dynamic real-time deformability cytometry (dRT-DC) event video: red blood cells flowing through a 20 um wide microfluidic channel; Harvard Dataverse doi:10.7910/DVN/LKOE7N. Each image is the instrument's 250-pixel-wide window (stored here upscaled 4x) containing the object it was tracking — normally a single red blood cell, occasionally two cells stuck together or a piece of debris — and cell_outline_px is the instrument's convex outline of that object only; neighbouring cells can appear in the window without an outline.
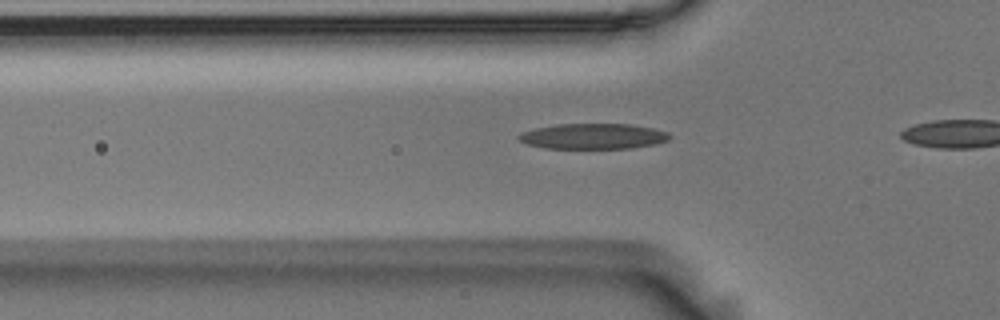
{"species": "Egyptian fruit bat (a non-hibernating species)", "species_latin": "Rousettus aegyptiacus", "temperature_condition": "room temperature", "stored_images_in_passage": 31, "camera_frame_rate_fps": 3000, "um_per_image_px": 0.085, "animal": {"sex": "male"}, "frame": {"image": 1, "passage_image": 5, "time_ms": 1.333, "image_size_px": [1000, 320], "cell_outline_px": [[672, 136], [668, 140], [656, 144], [632, 148], [544, 148], [528, 144], [516, 140], [516, 136], [520, 132], [536, 128], [556, 124], [632, 124], [656, 128], [668, 132]], "centroid_in_image_um": [50.42, 11.58], "position_along_channel_um": 75.4, "area_um2": 22.72}}
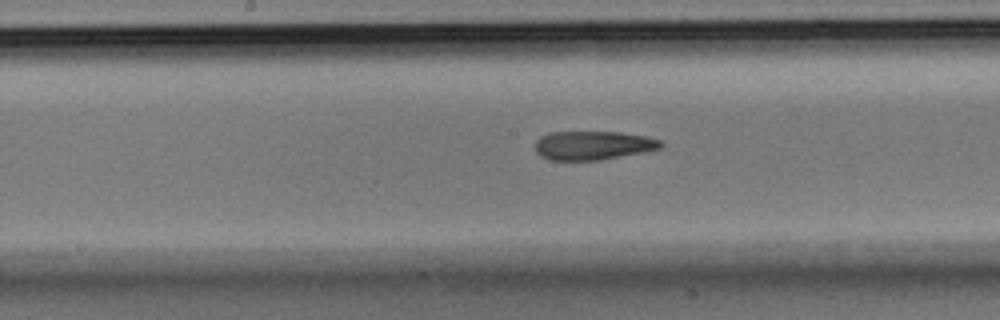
{"frame": {"image": 2, "passage_image": 15, "time_ms": 4.667, "image_size_px": [1000, 320], "cell_outline_px": [[664, 144], [660, 148], [644, 152], [600, 160], [548, 160], [540, 156], [536, 152], [536, 140], [540, 136], [548, 132], [620, 132], [644, 136], [660, 140]], "centroid_in_image_um": [50.38, 12.36], "position_along_channel_um": 197.8, "area_um2": 21.15}}
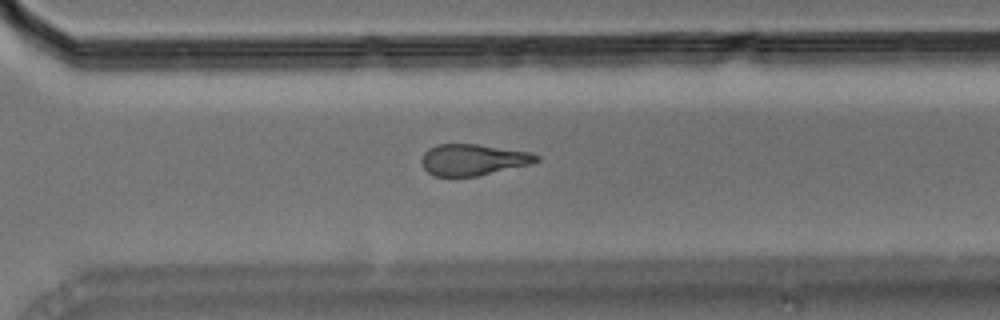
{"frame": {"image": 3, "passage_image": 26, "time_ms": 8.333, "image_size_px": [1000, 320], "cell_outline_px": [[540, 160], [532, 164], [476, 176], [432, 176], [420, 164], [420, 160], [424, 152], [428, 148], [436, 144], [476, 144], [532, 152], [540, 156]], "centroid_in_image_um": [40.2, 13.57], "position_along_channel_um": 330.4, "area_um2": 21.15}}